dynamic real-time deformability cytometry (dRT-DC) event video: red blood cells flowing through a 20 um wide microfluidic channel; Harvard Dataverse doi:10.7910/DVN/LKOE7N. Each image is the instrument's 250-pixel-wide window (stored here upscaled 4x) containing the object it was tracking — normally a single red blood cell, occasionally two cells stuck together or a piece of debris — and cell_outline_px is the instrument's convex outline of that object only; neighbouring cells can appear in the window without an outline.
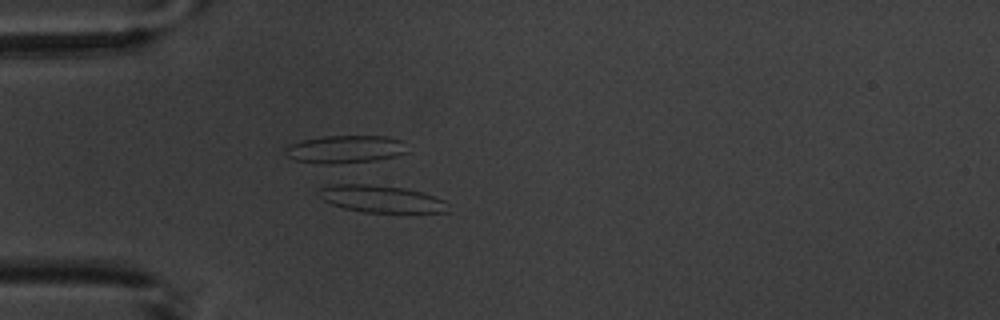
{"species": "common noctule bat (a hibernating species)", "species_latin": "Nyctalus noctula", "temperature_condition": "warm", "stored_images_in_passage": 5, "camera_frame_rate_fps": 3000, "um_per_image_px": 0.085, "animal": {"sex": "male", "body_mass_g": 20.1, "forearm_length_mm": 53.5}, "frame": {"image": 1, "passage_image": 5, "time_ms": 4.667, "image_size_px": [1000, 320], "cell_outline_px": [[448, 212], [364, 212], [344, 208], [332, 204], [324, 200], [316, 192], [320, 188], [328, 184], [368, 184], [404, 188], [420, 192], [444, 200], [448, 204]], "centroid_in_image_um": [32.35, 16.9], "position_along_channel_um": 52.6, "area_um2": 20.29}}